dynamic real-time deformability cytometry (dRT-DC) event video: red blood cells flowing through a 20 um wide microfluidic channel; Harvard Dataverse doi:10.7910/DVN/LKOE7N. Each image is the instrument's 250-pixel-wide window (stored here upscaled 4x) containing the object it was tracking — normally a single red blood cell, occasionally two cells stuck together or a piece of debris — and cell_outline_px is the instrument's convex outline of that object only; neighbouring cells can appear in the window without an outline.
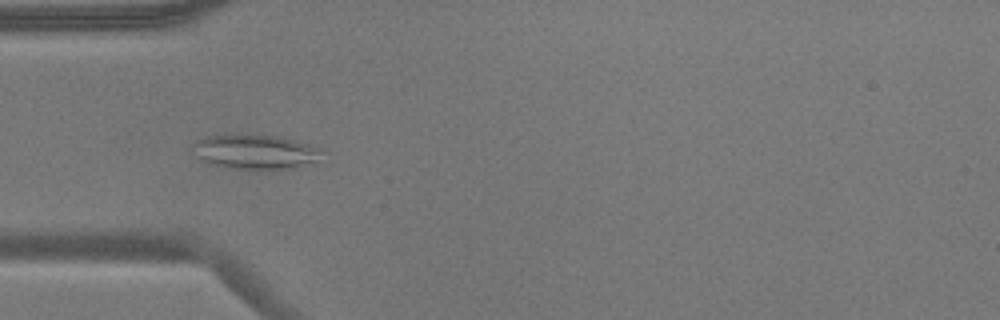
{"species": "common noctule bat (a hibernating species)", "species_latin": "Nyctalus noctula", "temperature_condition": "warm", "stored_images_in_passage": 54, "camera_frame_rate_fps": 3000, "um_per_image_px": 0.085, "animal": {"sex": "male", "body_mass_g": 17.9}, "frame": {"image": 1, "passage_image": 15, "time_ms": 4.667, "image_size_px": [1000, 320], "cell_outline_px": [[324, 152], [316, 160], [300, 168], [228, 168], [208, 164], [188, 152], [188, 148], [196, 140], [204, 136], [280, 136], [308, 144], [320, 148]], "centroid_in_image_um": [21.61, 12.92], "position_along_channel_um": 63.4, "area_um2": 25.89}}
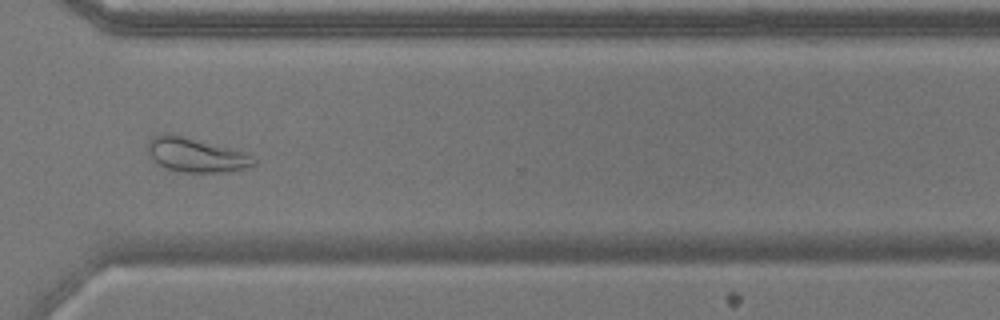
{"frame": {"image": 2, "passage_image": 39, "time_ms": 12.667, "image_size_px": [1000, 320], "cell_outline_px": [[256, 164], [244, 168], [228, 172], [184, 172], [168, 168], [152, 160], [148, 152], [148, 140], [152, 136], [164, 132], [172, 132], [248, 152], [256, 160]], "centroid_in_image_um": [16.66, 13.13], "position_along_channel_um": 353.9, "area_um2": 21.62}}
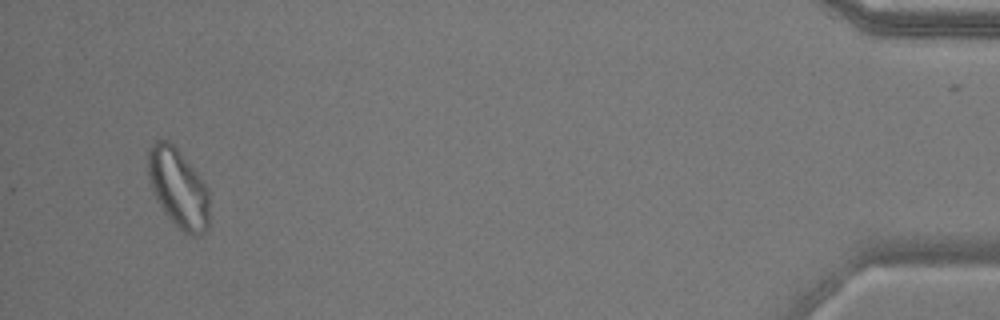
{"frame": {"image": 3, "passage_image": 51, "time_ms": 16.667, "image_size_px": [1000, 320], "cell_outline_px": [[208, 228], [204, 232], [196, 236], [192, 236], [184, 232], [164, 212], [156, 200], [152, 192], [148, 176], [148, 148], [156, 140], [168, 140], [176, 148], [200, 176], [208, 188]], "centroid_in_image_um": [15.14, 15.98], "position_along_channel_um": 420.1, "area_um2": 28.09}, "authors_computed_cell_mechanics": {"area_um2": 24.3627, "velocity_mm_per_s": 3.6292, "shape_relaxation_time_tau1_ms": null, "shape_relaxation_time_tau2_ms": 1.6706, "deformation_change_tau1": null, "deformation_change_tau2": 0.0707}}